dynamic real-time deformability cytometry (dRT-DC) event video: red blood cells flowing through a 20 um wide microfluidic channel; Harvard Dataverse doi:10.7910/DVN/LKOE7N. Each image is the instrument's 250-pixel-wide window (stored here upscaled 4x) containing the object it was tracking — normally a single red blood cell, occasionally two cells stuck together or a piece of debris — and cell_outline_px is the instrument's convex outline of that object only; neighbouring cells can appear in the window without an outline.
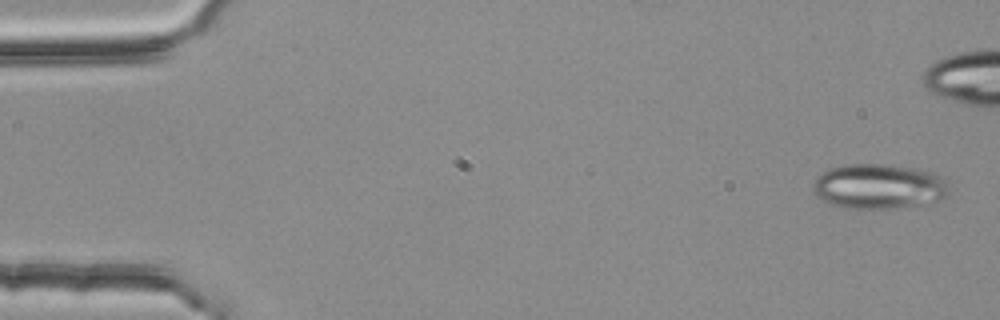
{"species": "common noctule bat (a hibernating species)", "species_latin": "Nyctalus noctula", "temperature_condition": "room temperature", "stored_images_in_passage": 5, "camera_frame_rate_fps": 3000, "um_per_image_px": 0.085, "animal": {"sex": "female", "body_mass_g": 25.1}, "frame": {"image": 1, "passage_image": 1, "time_ms": 0.0, "image_size_px": [1000, 320], "cell_outline_px": [[948, 196], [936, 208], [844, 208], [828, 204], [816, 196], [812, 188], [812, 184], [816, 176], [828, 168], [848, 164], [884, 164], [912, 168], [936, 172], [940, 176], [944, 184]], "centroid_in_image_um": [74.76, 15.9], "position_along_channel_um": 10.2, "area_um2": 36.93}}